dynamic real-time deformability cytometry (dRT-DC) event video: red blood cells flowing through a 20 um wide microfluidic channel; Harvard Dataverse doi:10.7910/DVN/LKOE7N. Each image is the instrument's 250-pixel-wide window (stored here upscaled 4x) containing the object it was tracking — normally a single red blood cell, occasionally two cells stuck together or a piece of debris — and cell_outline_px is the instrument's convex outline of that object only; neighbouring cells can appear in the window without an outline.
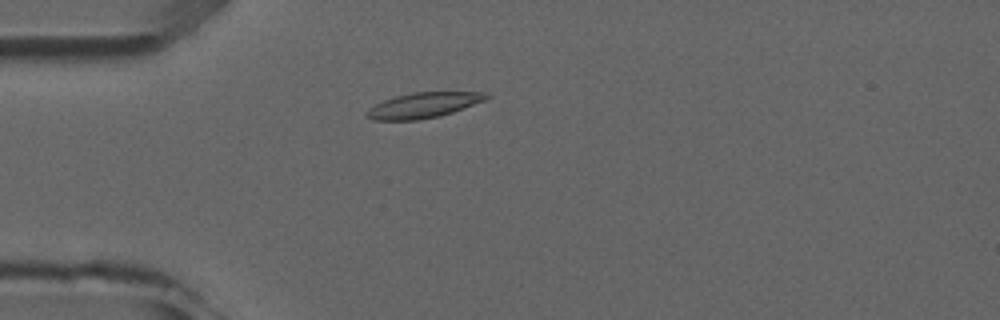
{"species": "common noctule bat (a hibernating species)", "species_latin": "Nyctalus noctula", "temperature_condition": "room temperature", "stored_images_in_passage": 3, "camera_frame_rate_fps": 3000, "um_per_image_px": 0.085, "animal": {"sex": "male", "forearm_length_mm": 52.5}, "frame": {"image": 1, "passage_image": 3, "time_ms": 2.0, "image_size_px": [1000, 320], "cell_outline_px": [[492, 96], [484, 100], [452, 112], [440, 116], [416, 120], [372, 120], [364, 116], [364, 112], [368, 108], [384, 100], [396, 96], [412, 92], [488, 92]], "centroid_in_image_um": [35.95, 8.94], "position_along_channel_um": 49.0, "area_um2": 17.69}}